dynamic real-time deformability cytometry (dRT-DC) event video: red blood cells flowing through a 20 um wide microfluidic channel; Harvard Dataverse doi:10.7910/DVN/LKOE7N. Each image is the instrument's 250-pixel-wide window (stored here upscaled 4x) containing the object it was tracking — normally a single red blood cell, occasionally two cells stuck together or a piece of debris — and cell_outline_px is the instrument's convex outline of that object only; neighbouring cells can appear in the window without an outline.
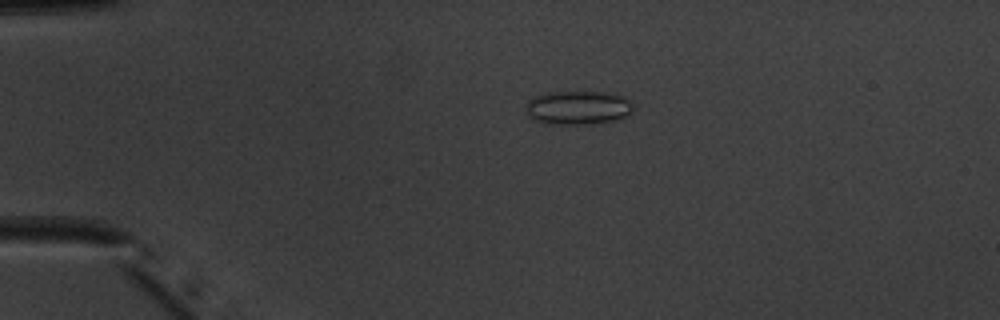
{"species": "common noctule bat (a hibernating species)", "species_latin": "Nyctalus noctula", "temperature_condition": "warm", "stored_images_in_passage": 51, "camera_frame_rate_fps": 3000, "um_per_image_px": 0.085, "animal": {"sex": "male", "body_mass_g": 20.1, "forearm_length_mm": 53.5}, "frame": {"image": 1, "passage_image": 12, "time_ms": 3.667, "image_size_px": [1000, 320], "cell_outline_px": [[636, 108], [624, 116], [612, 120], [592, 124], [548, 124], [536, 120], [528, 116], [528, 100], [544, 92], [600, 92], [624, 96]], "centroid_in_image_um": [49.13, 9.15], "position_along_channel_um": 35.9, "area_um2": 20.92}}
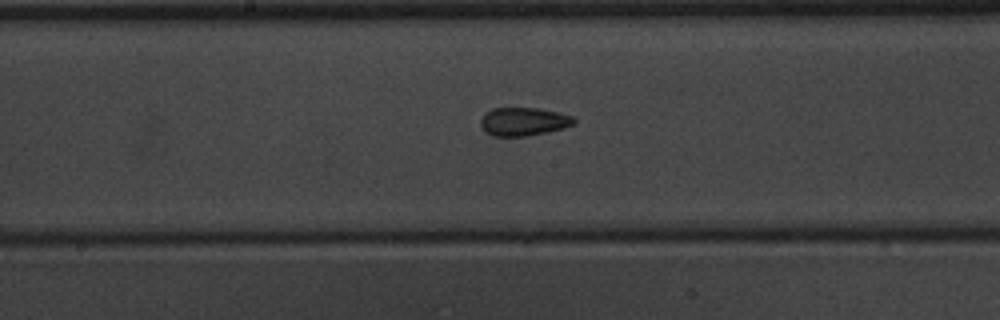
{"frame": {"image": 2, "passage_image": 28, "time_ms": 9.0, "image_size_px": [1000, 320], "cell_outline_px": [[576, 120], [572, 124], [564, 128], [528, 136], [492, 136], [484, 132], [480, 124], [480, 120], [484, 112], [492, 108], [536, 108], [556, 112], [572, 116]], "centroid_in_image_um": [44.43, 10.34], "position_along_channel_um": 203.8, "area_um2": 15.43}}
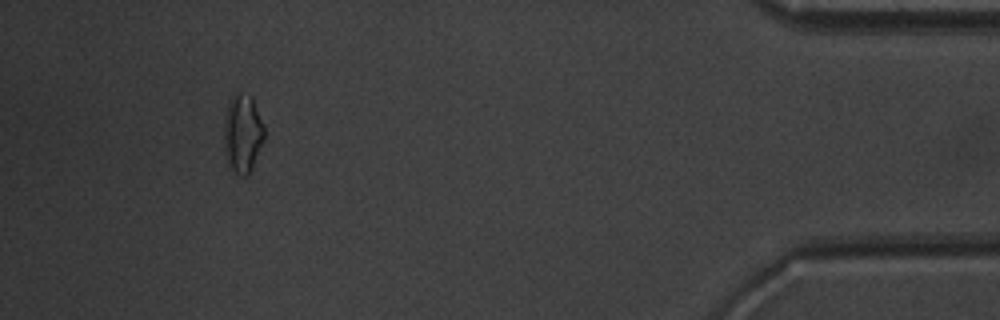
{"frame": {"image": 3, "passage_image": 48, "time_ms": 15.667, "image_size_px": [1000, 320], "cell_outline_px": [[264, 140], [248, 176], [244, 176], [236, 172], [232, 168], [228, 160], [224, 148], [224, 116], [228, 100], [236, 92], [240, 92], [252, 96], [264, 124]], "centroid_in_image_um": [20.62, 11.27], "position_along_channel_um": 414.6, "area_um2": 18.5}, "authors_computed_cell_mechanics": {"area_um2": 15.895, "velocity_mm_per_s": 4.0199, "shape_relaxation_time_tau1_ms": 6.2239, "shape_relaxation_time_tau2_ms": 2.6711, "deformation_change_tau1": 0.1307, "deformation_change_tau2": 0.0809}}